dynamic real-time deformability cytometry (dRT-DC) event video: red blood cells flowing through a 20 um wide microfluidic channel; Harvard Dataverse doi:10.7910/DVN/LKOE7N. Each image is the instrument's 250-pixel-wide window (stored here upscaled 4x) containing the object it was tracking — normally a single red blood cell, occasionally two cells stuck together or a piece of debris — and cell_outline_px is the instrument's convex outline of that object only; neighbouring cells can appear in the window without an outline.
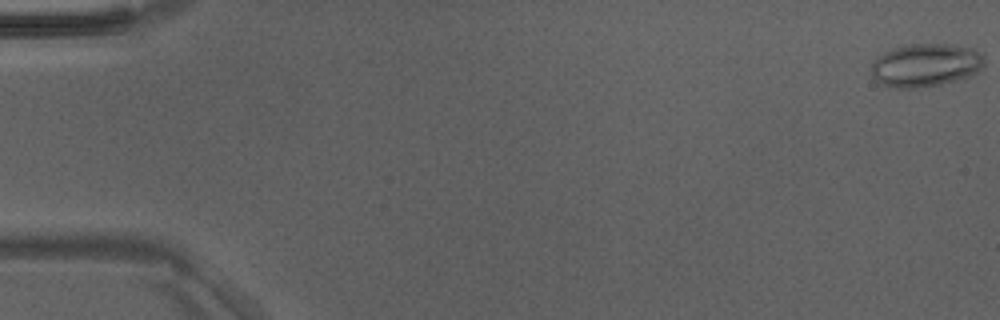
{"species": "Egyptian fruit bat (a non-hibernating species)", "species_latin": "Rousettus aegyptiacus", "temperature_condition": "room temperature", "stored_images_in_passage": 49, "camera_frame_rate_fps": 3000, "um_per_image_px": 0.085, "animal": {"sex": "male"}, "frame": {"image": 1, "passage_image": 1, "time_ms": 0.0, "image_size_px": [1000, 320], "cell_outline_px": [[984, 68], [972, 76], [940, 84], [916, 88], [896, 88], [880, 84], [872, 76], [868, 68], [872, 60], [884, 52], [908, 44], [948, 44], [972, 48], [980, 52], [984, 56]], "centroid_in_image_um": [78.66, 5.54], "position_along_channel_um": 6.3, "area_um2": 28.84}}
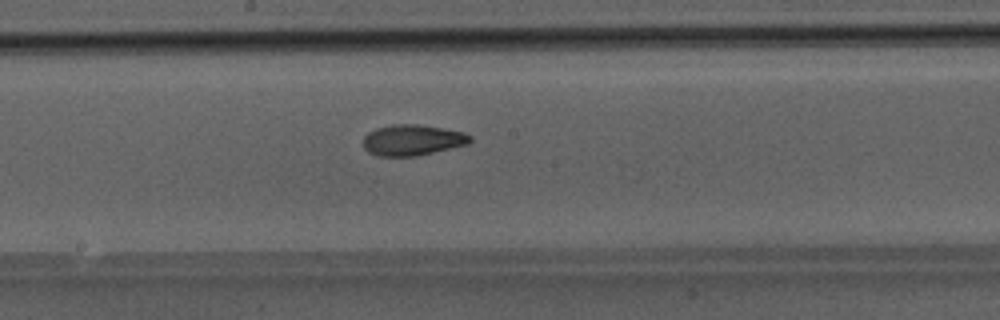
{"frame": {"image": 2, "passage_image": 27, "time_ms": 8.667, "image_size_px": [1000, 320], "cell_outline_px": [[472, 140], [468, 144], [416, 156], [376, 156], [368, 152], [364, 148], [364, 136], [368, 132], [376, 128], [392, 124], [416, 124], [444, 128], [464, 132], [472, 136]], "centroid_in_image_um": [35.05, 11.9], "position_along_channel_um": 213.1, "area_um2": 19.31}}
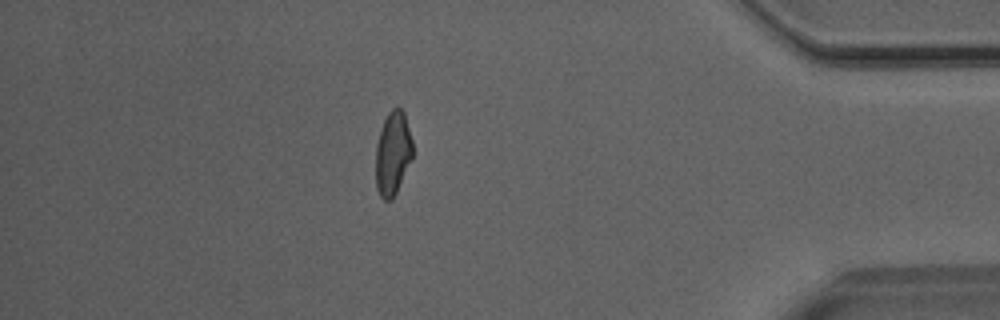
{"frame": {"image": 3, "passage_image": 43, "time_ms": 14.0, "image_size_px": [1000, 320], "cell_outline_px": [[412, 156], [396, 192], [392, 200], [384, 200], [380, 196], [376, 188], [376, 144], [384, 120], [388, 112], [392, 108], [400, 108], [404, 112], [412, 140]], "centroid_in_image_um": [33.37, 13.03], "position_along_channel_um": 401.8, "area_um2": 17.74}}